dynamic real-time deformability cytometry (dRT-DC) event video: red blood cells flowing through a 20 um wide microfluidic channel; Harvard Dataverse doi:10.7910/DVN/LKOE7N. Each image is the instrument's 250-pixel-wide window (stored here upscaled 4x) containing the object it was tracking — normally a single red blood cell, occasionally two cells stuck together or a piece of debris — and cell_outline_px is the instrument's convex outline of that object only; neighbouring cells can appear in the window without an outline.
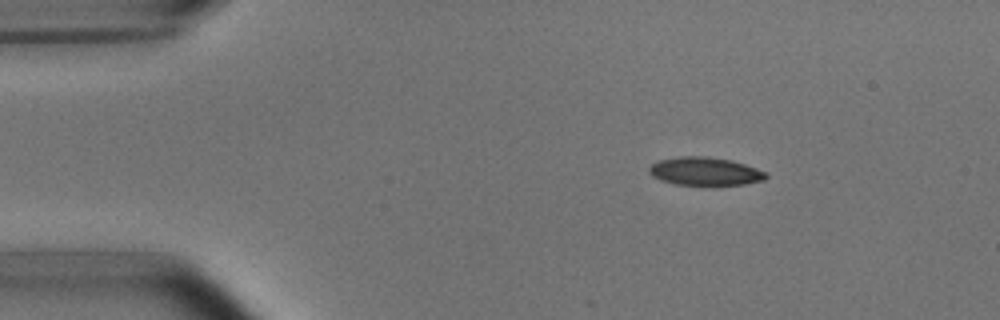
{"species": "common noctule bat (a hibernating species)", "species_latin": "Nyctalus noctula", "temperature_condition": "room temperature", "stored_images_in_passage": 4, "camera_frame_rate_fps": 3000, "um_per_image_px": 0.085, "animal": {"sex": "male", "body_mass_g": 15.6}, "frame": {"image": 1, "passage_image": 3, "time_ms": 2.333, "image_size_px": [1000, 320], "cell_outline_px": [[768, 176], [764, 180], [744, 184], [676, 184], [660, 180], [652, 176], [648, 172], [648, 168], [652, 164], [660, 160], [680, 156], [704, 156], [732, 160], [756, 168], [764, 172]], "centroid_in_image_um": [59.89, 14.55], "position_along_channel_um": 25.1, "area_um2": 18.9}}